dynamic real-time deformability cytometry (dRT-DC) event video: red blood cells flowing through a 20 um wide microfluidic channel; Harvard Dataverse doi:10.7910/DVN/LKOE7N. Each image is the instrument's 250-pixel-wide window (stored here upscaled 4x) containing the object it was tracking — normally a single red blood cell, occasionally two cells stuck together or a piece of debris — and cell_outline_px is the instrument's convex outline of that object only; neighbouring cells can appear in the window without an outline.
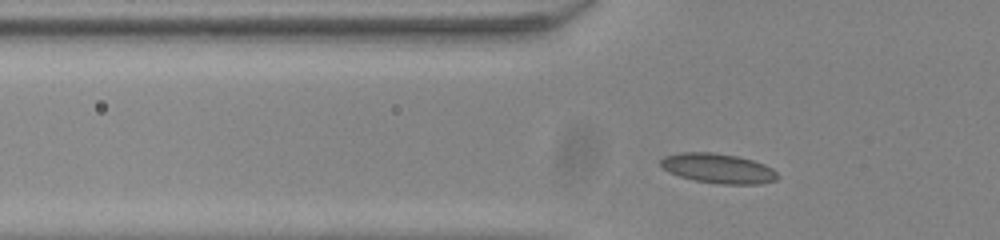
{"species": "common noctule bat (a hibernating species)", "species_latin": "Nyctalus noctula", "temperature_condition": "room temperature", "stored_images_in_passage": 37, "camera_frame_rate_fps": 3000, "um_per_image_px": 0.085, "animal": {"sex": "male", "body_mass_g": 20.0, "forearm_length_mm": 53.3}, "frame": {"image": 1, "passage_image": 9, "time_ms": 2.667, "image_size_px": [1000, 240], "cell_outline_px": [[780, 176], [776, 180], [760, 184], [720, 184], [696, 180], [680, 176], [668, 172], [660, 164], [660, 160], [664, 156], [680, 152], [712, 152], [736, 156], [752, 160], [764, 164], [772, 168]], "centroid_in_image_um": [61.05, 14.31], "position_along_channel_um": 64.8, "area_um2": 20.23}}
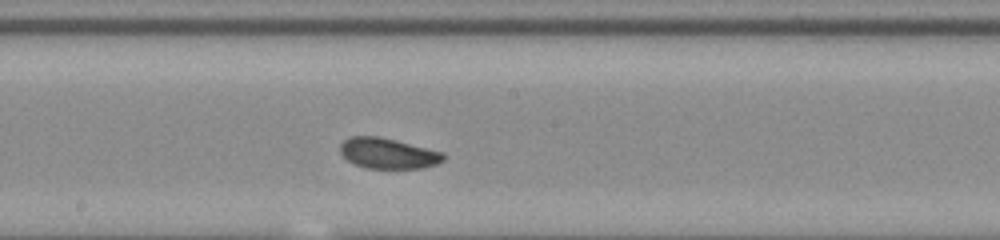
{"frame": {"image": 2, "passage_image": 21, "time_ms": 6.667, "image_size_px": [1000, 240], "cell_outline_px": [[444, 160], [436, 164], [420, 168], [368, 168], [352, 164], [340, 152], [340, 144], [344, 140], [352, 136], [376, 136], [396, 140], [444, 152]], "centroid_in_image_um": [32.97, 13.03], "position_along_channel_um": 215.2, "area_um2": 18.32}}
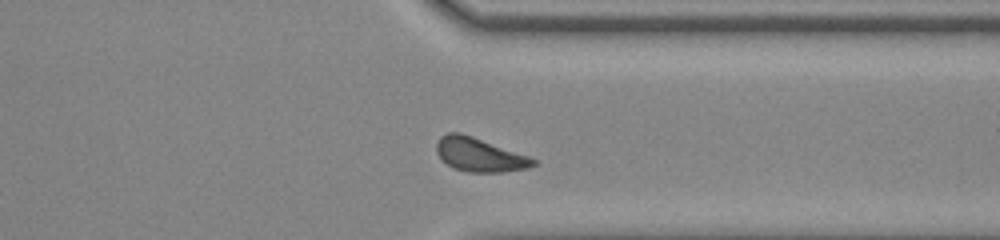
{"frame": {"image": 3, "passage_image": 33, "time_ms": 10.667, "image_size_px": [1000, 240], "cell_outline_px": [[536, 164], [528, 168], [500, 172], [468, 172], [452, 168], [436, 152], [436, 144], [440, 136], [448, 132], [460, 132], [472, 136], [528, 156], [536, 160]], "centroid_in_image_um": [40.73, 13.15], "position_along_channel_um": 370.7, "area_um2": 18.84}, "authors_computed_cell_mechanics": {"area_um2": 18.3226, "velocity_mm_per_s": 3.8806, "shape_relaxation_time_tau1_ms": 3.0297, "shape_relaxation_time_tau2_ms": null, "deformation_change_tau1": 0.078, "deformation_change_tau2": null}}